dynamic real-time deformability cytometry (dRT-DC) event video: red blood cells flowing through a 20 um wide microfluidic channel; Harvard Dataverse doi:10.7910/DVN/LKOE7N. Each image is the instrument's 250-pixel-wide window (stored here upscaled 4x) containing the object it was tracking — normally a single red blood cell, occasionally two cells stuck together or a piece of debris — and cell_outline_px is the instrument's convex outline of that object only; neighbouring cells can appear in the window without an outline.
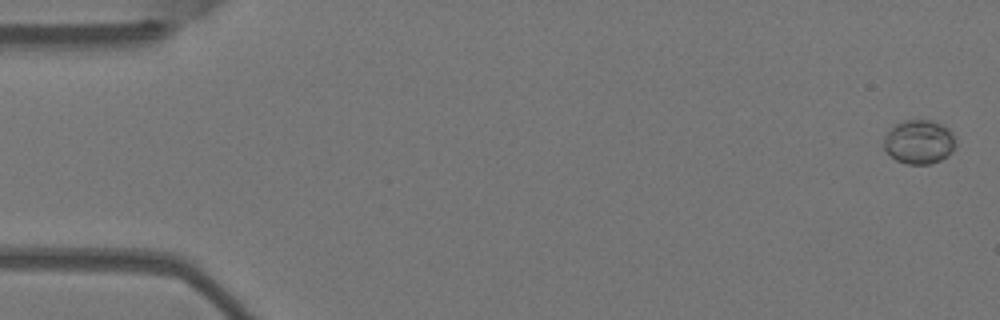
{"species": "Egyptian fruit bat (a non-hibernating species)", "species_latin": "Rousettus aegyptiacus", "temperature_condition": "warm", "stored_images_in_passage": 5, "camera_frame_rate_fps": 3000, "um_per_image_px": 0.085, "animal": {"sex": "female"}, "frame": {"image": 1, "passage_image": 1, "time_ms": 0.0, "image_size_px": [1000, 320], "cell_outline_px": [[956, 144], [948, 156], [932, 164], [908, 164], [896, 160], [884, 148], [884, 136], [900, 120], [932, 120], [944, 124], [952, 132], [956, 140]], "centroid_in_image_um": [78.15, 12.05], "position_along_channel_um": 6.8, "area_um2": 18.55}}
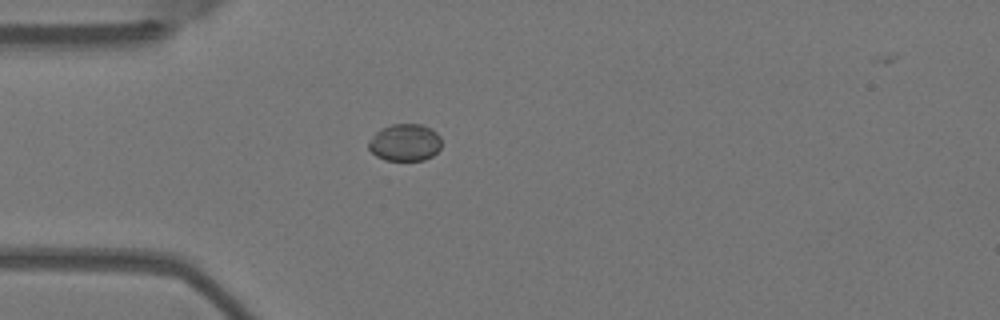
{"frame": {"image": 2, "passage_image": 4, "time_ms": 1.0, "image_size_px": [1000, 320], "cell_outline_px": [[440, 148], [432, 156], [424, 160], [384, 160], [376, 156], [368, 148], [368, 140], [380, 128], [392, 124], [420, 124], [432, 128], [440, 136]], "centroid_in_image_um": [34.4, 12.1], "position_along_channel_um": 50.6, "area_um2": 15.9}}